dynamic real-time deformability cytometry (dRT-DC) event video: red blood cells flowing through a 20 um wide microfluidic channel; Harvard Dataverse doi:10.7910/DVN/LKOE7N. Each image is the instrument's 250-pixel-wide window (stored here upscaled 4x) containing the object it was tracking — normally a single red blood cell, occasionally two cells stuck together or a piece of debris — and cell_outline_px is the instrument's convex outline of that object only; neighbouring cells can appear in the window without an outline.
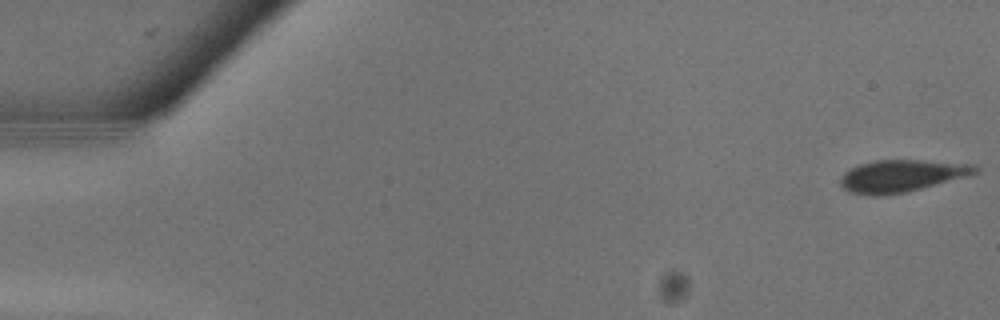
{"species": "common noctule bat (a hibernating species)", "species_latin": "Nyctalus noctula", "temperature_condition": "warm", "stored_images_in_passage": 17, "camera_frame_rate_fps": 3000, "um_per_image_px": 0.085, "animal": {"sex": "male", "body_mass_g": 13.3}, "frame": {"image": 1, "passage_image": 1, "time_ms": 0.0, "image_size_px": [1000, 320], "cell_outline_px": [[980, 172], [972, 176], [904, 192], [880, 196], [872, 196], [848, 192], [840, 184], [840, 176], [844, 172], [860, 164], [876, 160], [924, 160], [976, 164], [980, 168]], "centroid_in_image_um": [76.7, 14.94], "position_along_channel_um": 8.3, "area_um2": 25.61}}
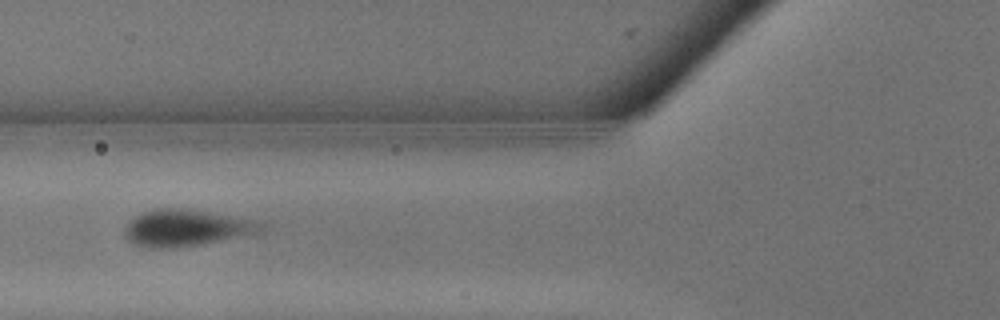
{"frame": {"image": 2, "passage_image": 11, "time_ms": 3.333, "image_size_px": [1000, 320], "cell_outline_px": [[268, 224], [264, 236], [176, 248], [144, 248], [132, 244], [124, 236], [124, 232], [128, 220], [140, 212], [156, 208], [188, 208], [264, 220]], "centroid_in_image_um": [16.07, 19.38], "position_along_channel_um": 109.7, "area_um2": 31.5}}
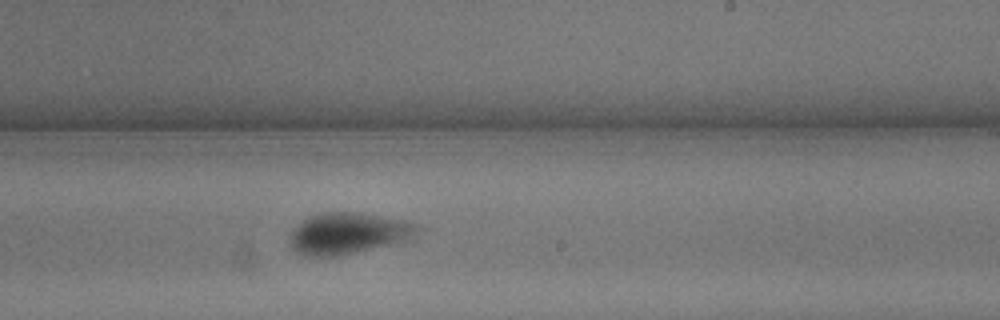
{"frame": {"image": 3, "passage_image": 17, "time_ms": 5.333, "image_size_px": [1000, 320], "cell_outline_px": [[424, 228], [412, 240], [336, 256], [304, 256], [296, 252], [292, 248], [288, 240], [288, 236], [292, 228], [308, 216], [324, 212], [360, 212], [404, 220], [420, 224]], "centroid_in_image_um": [29.63, 19.83], "position_along_channel_um": 259.4, "area_um2": 31.5}}